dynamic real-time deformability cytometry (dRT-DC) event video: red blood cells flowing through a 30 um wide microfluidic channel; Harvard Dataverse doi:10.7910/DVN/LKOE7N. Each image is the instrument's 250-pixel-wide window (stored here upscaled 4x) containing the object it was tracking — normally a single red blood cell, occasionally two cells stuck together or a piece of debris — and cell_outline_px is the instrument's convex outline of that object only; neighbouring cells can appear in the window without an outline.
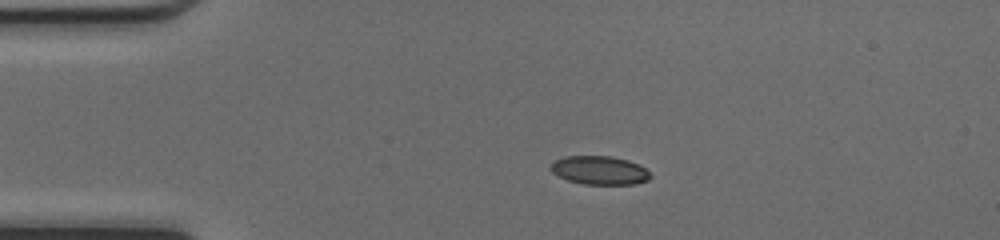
{"species": "common noctule bat (a hibernating species)", "species_latin": "Nyctalus noctula", "temperature_condition": "cold", "stored_images_in_passage": 39, "camera_frame_rate_fps": 3000, "um_per_image_px": 0.085, "animal": {"sex": "female", "body_mass_g": 17.0, "forearm_length_mm": 48.0}, "frame": {"image": 1, "passage_image": 1, "time_ms": 0.0, "image_size_px": [1000, 240], "cell_outline_px": [[652, 176], [648, 180], [636, 184], [584, 184], [568, 180], [552, 172], [548, 168], [556, 160], [564, 156], [612, 156], [628, 160], [640, 164]], "centroid_in_image_um": [50.98, 14.47], "position_along_channel_um": 34.0, "area_um2": 16.59}}
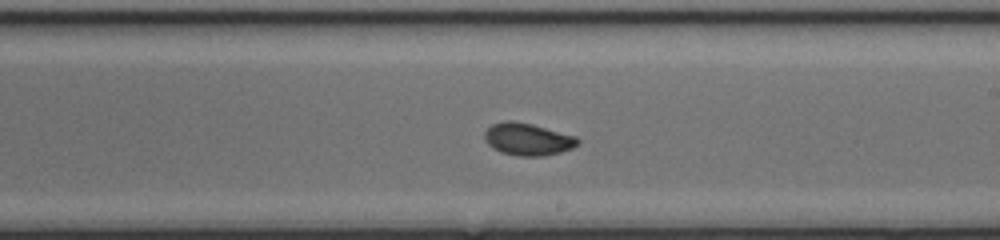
{"frame": {"image": 2, "passage_image": 19, "time_ms": 6.0, "image_size_px": [1000, 240], "cell_outline_px": [[580, 144], [572, 148], [560, 152], [544, 156], [516, 156], [500, 152], [492, 148], [488, 144], [484, 136], [484, 132], [492, 124], [504, 120], [512, 120], [532, 124], [576, 136], [580, 140]], "centroid_in_image_um": [44.86, 11.83], "position_along_channel_um": 244.1, "area_um2": 17.69}}
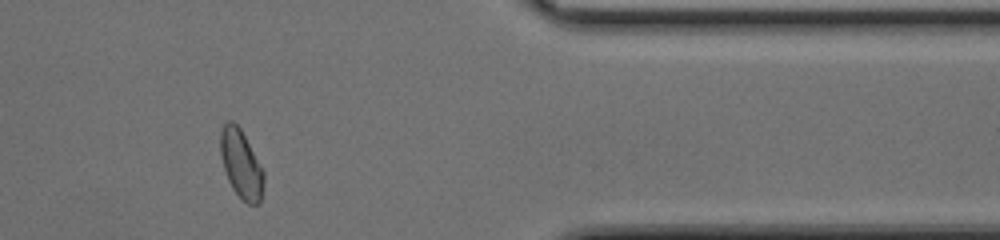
{"frame": {"image": 3, "passage_image": 31, "time_ms": 10.0, "image_size_px": [1000, 240], "cell_outline_px": [[264, 184], [260, 204], [248, 204], [232, 188], [228, 180], [220, 156], [220, 132], [224, 124], [228, 120], [232, 120], [240, 128], [264, 172]], "centroid_in_image_um": [20.49, 13.95], "position_along_channel_um": 390.9, "area_um2": 17.11}, "authors_computed_cell_mechanics": {"area_um2": 17.4556, "velocity_mm_per_s": 4.2587, "shape_relaxation_time_tau1_ms": 5.6072, "shape_relaxation_time_tau2_ms": 1.0408, "deformation_change_tau1": 0.1442, "deformation_change_tau2": 0.0499}}